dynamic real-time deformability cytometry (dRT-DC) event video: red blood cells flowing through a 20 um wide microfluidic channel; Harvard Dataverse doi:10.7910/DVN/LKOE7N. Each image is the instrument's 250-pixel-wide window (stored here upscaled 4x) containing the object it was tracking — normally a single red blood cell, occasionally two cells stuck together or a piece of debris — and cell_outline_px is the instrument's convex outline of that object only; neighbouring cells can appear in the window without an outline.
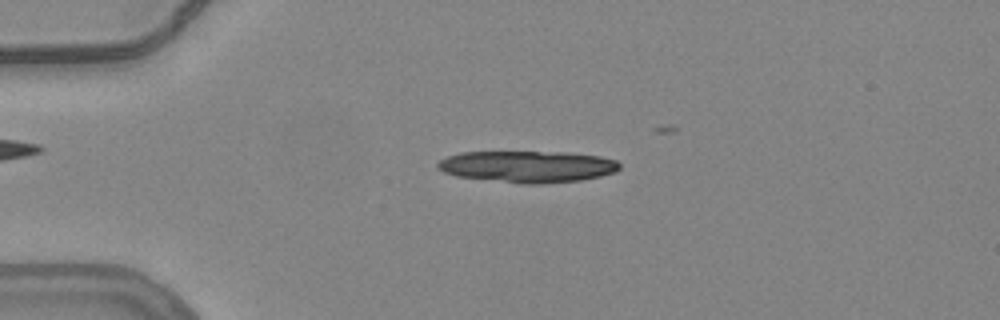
{"species": "common noctule bat (a hibernating species)", "species_latin": "Nyctalus noctula", "temperature_condition": "warm", "stored_images_in_passage": 21, "camera_frame_rate_fps": 3000, "um_per_image_px": 0.085, "animal": {"sex": "female", "body_mass_g": 24.6, "forearm_length_mm": 56.2}, "frame": {"image": 1, "passage_image": 12, "time_ms": 3.667, "image_size_px": [1000, 320], "cell_outline_px": [[620, 168], [616, 172], [600, 176], [580, 180], [544, 184], [520, 184], [456, 176], [444, 172], [436, 168], [436, 164], [440, 160], [448, 156], [460, 152], [564, 152], [600, 156], [616, 160], [620, 164]], "centroid_in_image_um": [44.84, 14.16], "position_along_channel_um": 40.2, "area_um2": 33.76}}